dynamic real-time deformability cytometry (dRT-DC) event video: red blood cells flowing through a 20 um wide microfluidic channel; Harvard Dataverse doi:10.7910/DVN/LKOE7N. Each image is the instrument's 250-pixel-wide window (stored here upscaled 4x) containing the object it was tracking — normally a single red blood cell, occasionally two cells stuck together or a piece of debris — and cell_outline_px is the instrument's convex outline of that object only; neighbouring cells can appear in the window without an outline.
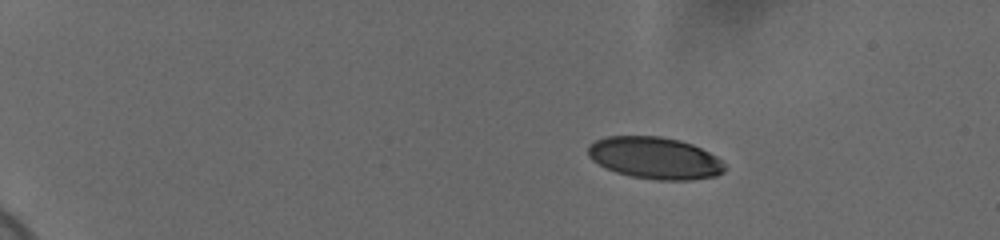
{"species": "human", "species_latin": "Homo sapiens", "temperature_condition": "cold", "stored_images_in_passage": 48, "camera_frame_rate_fps": 3000, "um_per_image_px": 0.085, "donor": {"sex": "female"}, "frame": {"image": 1, "passage_image": 1, "time_ms": 0.0, "image_size_px": [1000, 240], "cell_outline_px": [[724, 172], [716, 176], [692, 180], [656, 180], [632, 176], [616, 172], [604, 168], [592, 160], [588, 156], [588, 144], [604, 136], [660, 136], [680, 140], [692, 144], [724, 160]], "centroid_in_image_um": [55.65, 13.43], "position_along_channel_um": 29.3, "area_um2": 33.64}}
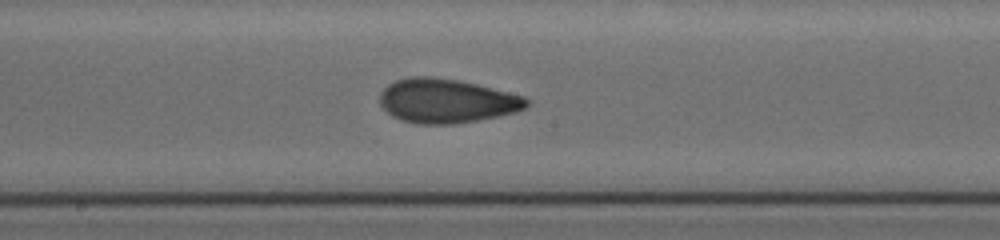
{"frame": {"image": 2, "passage_image": 25, "time_ms": 8.0, "image_size_px": [1000, 240], "cell_outline_px": [[528, 104], [524, 108], [516, 112], [476, 120], [452, 124], [416, 124], [400, 120], [392, 116], [380, 104], [380, 92], [388, 84], [396, 80], [412, 76], [428, 76], [460, 80], [524, 96], [528, 100]], "centroid_in_image_um": [37.92, 8.57], "position_along_channel_um": 210.3, "area_um2": 37.63}}
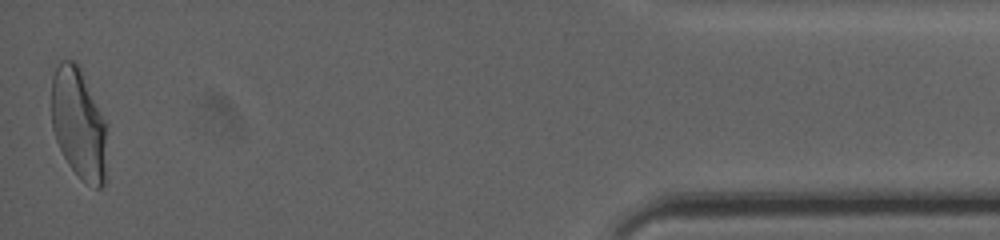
{"frame": {"image": 3, "passage_image": 48, "time_ms": 15.667, "image_size_px": [1000, 240], "cell_outline_px": [[108, 124], [104, 184], [100, 188], [96, 188], [80, 180], [68, 164], [56, 140], [52, 128], [52, 76], [60, 60], [72, 60], [80, 68]], "centroid_in_image_um": [6.71, 10.54], "position_along_channel_um": 428.5, "area_um2": 36.24}, "authors_computed_cell_mechanics": {"area_um2": 35.9227, "velocity_mm_per_s": 3.6926, "shape_relaxation_time_tau1_ms": 7.0434, "shape_relaxation_time_tau2_ms": 1.3467, "deformation_change_tau1": 0.189, "deformation_change_tau2": 0.0671}}